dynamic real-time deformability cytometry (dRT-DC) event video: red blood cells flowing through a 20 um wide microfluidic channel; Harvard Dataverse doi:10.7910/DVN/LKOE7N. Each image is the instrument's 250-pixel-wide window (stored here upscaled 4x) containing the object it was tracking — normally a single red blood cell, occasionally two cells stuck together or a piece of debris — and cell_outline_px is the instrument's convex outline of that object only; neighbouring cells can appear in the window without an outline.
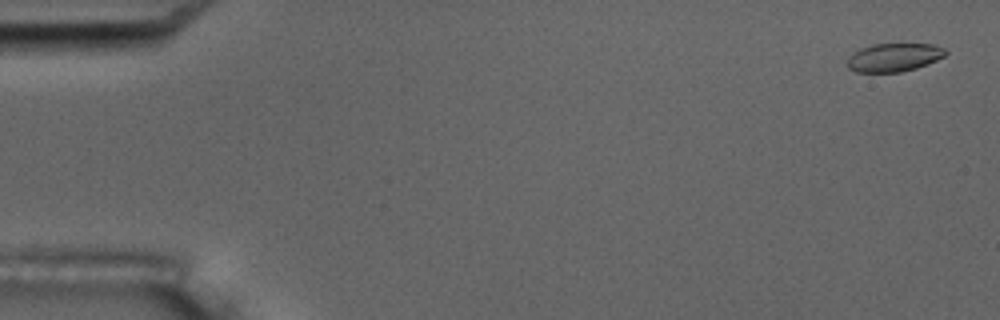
{"species": "common noctule bat (a hibernating species)", "species_latin": "Nyctalus noctula", "temperature_condition": "room temperature", "stored_images_in_passage": 17, "camera_frame_rate_fps": 3000, "um_per_image_px": 0.085, "animal": {"sex": "male", "body_mass_g": 17.5, "forearm_length_mm": 52.3}, "frame": {"image": 1, "passage_image": 1, "time_ms": 0.0, "image_size_px": [1000, 320], "cell_outline_px": [[948, 52], [944, 56], [928, 64], [916, 68], [900, 72], [856, 72], [848, 68], [848, 56], [852, 52], [860, 48], [872, 44], [932, 44], [944, 48]], "centroid_in_image_um": [75.96, 4.87], "position_along_channel_um": 9.0, "area_um2": 16.3}, "authors_computed_cell_mechanics": {"area_um2": 17.5134, "velocity_mm_per_s": 3.5366, "shape_relaxation_time_tau1_ms": 8.0497, "shape_relaxation_time_tau2_ms": 1.8516, "deformation_change_tau1": 0.097, "deformation_change_tau2": 0.0459}}